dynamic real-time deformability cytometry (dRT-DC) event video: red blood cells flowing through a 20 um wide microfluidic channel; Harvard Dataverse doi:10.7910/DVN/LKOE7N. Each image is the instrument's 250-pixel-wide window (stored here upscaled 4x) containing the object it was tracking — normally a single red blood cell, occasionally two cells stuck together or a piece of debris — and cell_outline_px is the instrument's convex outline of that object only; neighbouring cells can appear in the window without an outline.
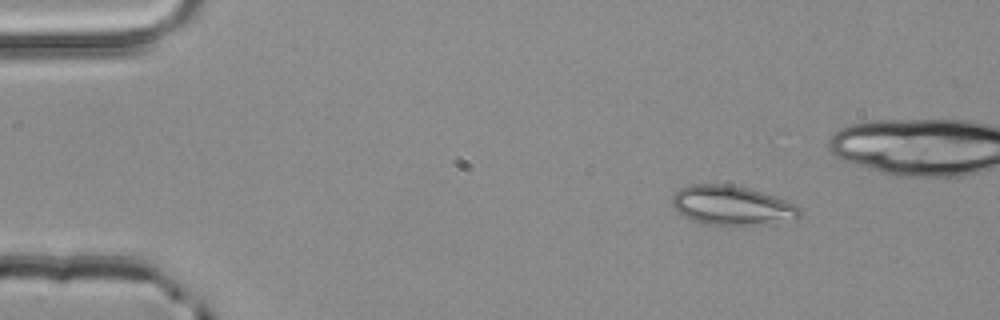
{"species": "common noctule bat (a hibernating species)", "species_latin": "Nyctalus noctula", "temperature_condition": "room temperature", "stored_images_in_passage": 4, "camera_frame_rate_fps": 3000, "um_per_image_px": 0.085, "animal": {"sex": "male", "body_mass_g": 20.4}, "frame": {"image": 1, "passage_image": 1, "time_ms": 0.0, "image_size_px": [1000, 320], "cell_outline_px": [[800, 216], [796, 220], [764, 224], [704, 224], [692, 220], [684, 216], [672, 204], [672, 196], [680, 188], [692, 184], [728, 184], [748, 188], [796, 204], [800, 208]], "centroid_in_image_um": [62.22, 17.46], "position_along_channel_um": 22.8, "area_um2": 28.9}}